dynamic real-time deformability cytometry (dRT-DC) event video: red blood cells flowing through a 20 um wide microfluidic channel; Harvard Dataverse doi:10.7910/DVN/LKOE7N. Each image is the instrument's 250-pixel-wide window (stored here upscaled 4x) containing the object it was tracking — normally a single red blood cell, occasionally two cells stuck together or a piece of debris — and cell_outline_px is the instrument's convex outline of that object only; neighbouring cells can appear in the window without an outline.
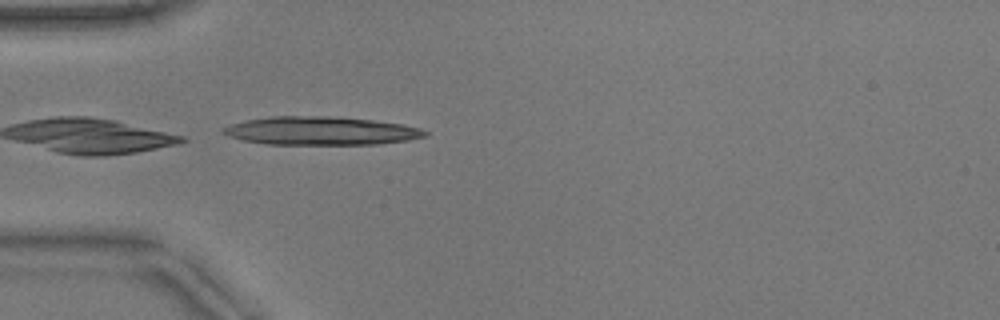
{"species": "common noctule bat (a hibernating species)", "species_latin": "Nyctalus noctula", "temperature_condition": "warm", "stored_images_in_passage": 3, "camera_frame_rate_fps": 3000, "um_per_image_px": 0.085, "animal": {"sex": "male", "body_mass_g": 17.9}, "frame": {"image": 1, "passage_image": 3, "time_ms": 0.667, "image_size_px": [1000, 320], "cell_outline_px": [[428, 136], [408, 140], [376, 144], [268, 144], [244, 140], [228, 136], [220, 132], [220, 128], [244, 120], [272, 116], [328, 116], [372, 120], [404, 124], [420, 128], [428, 132]], "centroid_in_image_um": [27.26, 11.11], "position_along_channel_um": 57.7, "area_um2": 33.35}}